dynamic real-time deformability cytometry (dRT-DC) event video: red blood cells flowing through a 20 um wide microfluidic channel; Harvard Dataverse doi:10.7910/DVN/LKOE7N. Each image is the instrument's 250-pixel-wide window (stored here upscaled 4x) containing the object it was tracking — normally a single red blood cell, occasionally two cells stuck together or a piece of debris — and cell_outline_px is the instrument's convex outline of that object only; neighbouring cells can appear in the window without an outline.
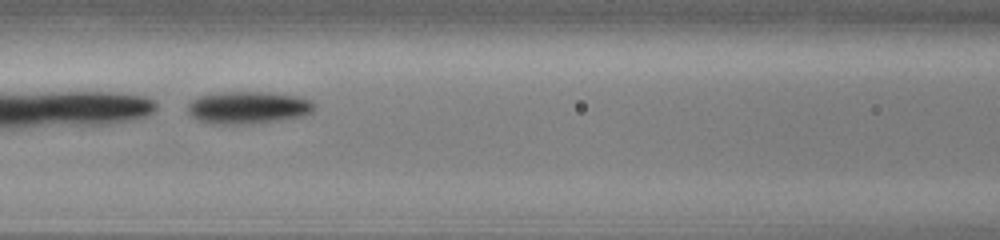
{"species": "common noctule bat (a hibernating species)", "species_latin": "Nyctalus noctula", "temperature_condition": "cold", "stored_images_in_passage": 40, "camera_frame_rate_fps": 3000, "um_per_image_px": 0.085, "animal": {"sex": "male", "body_mass_g": 13.0, "forearm_length_mm": 53.1}, "frame": {"image": 1, "passage_image": 11, "time_ms": 3.333, "image_size_px": [1000, 240], "cell_outline_px": [[316, 108], [312, 112], [304, 116], [248, 124], [212, 124], [196, 120], [188, 112], [188, 104], [192, 100], [200, 96], [224, 92], [268, 92], [296, 96], [312, 100], [316, 104]], "centroid_in_image_um": [21.11, 9.15], "position_along_channel_um": 145.5, "area_um2": 23.93}}
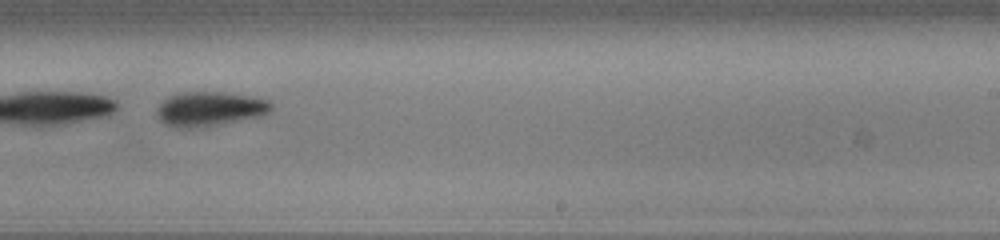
{"frame": {"image": 2, "passage_image": 21, "time_ms": 6.667, "image_size_px": [1000, 240], "cell_outline_px": [[272, 108], [268, 112], [260, 116], [200, 128], [176, 128], [164, 124], [160, 120], [156, 112], [160, 104], [168, 96], [184, 92], [220, 92], [248, 96], [268, 100], [272, 104]], "centroid_in_image_um": [17.79, 9.27], "position_along_channel_um": 271.2, "area_um2": 22.83}}
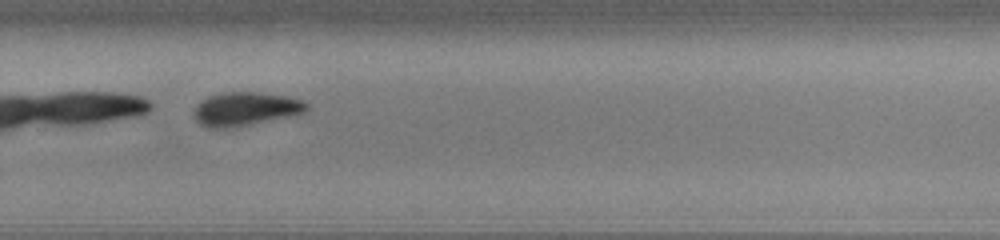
{"frame": {"image": 3, "passage_image": 24, "time_ms": 7.667, "image_size_px": [1000, 240], "cell_outline_px": [[308, 108], [304, 112], [288, 116], [248, 124], [224, 128], [208, 128], [200, 124], [196, 120], [192, 112], [196, 104], [200, 100], [208, 96], [224, 92], [260, 92], [288, 96], [304, 100], [308, 104]], "centroid_in_image_um": [20.82, 9.23], "position_along_channel_um": 309.0, "area_um2": 22.02}, "authors_computed_cell_mechanics": {"area_um2": 23.9003, "velocity_mm_per_s": 3.78, "shape_relaxation_time_tau1_ms": 0.5701, "shape_relaxation_time_tau2_ms": null, "deformation_change_tau1": 0.297, "deformation_change_tau2": null}}